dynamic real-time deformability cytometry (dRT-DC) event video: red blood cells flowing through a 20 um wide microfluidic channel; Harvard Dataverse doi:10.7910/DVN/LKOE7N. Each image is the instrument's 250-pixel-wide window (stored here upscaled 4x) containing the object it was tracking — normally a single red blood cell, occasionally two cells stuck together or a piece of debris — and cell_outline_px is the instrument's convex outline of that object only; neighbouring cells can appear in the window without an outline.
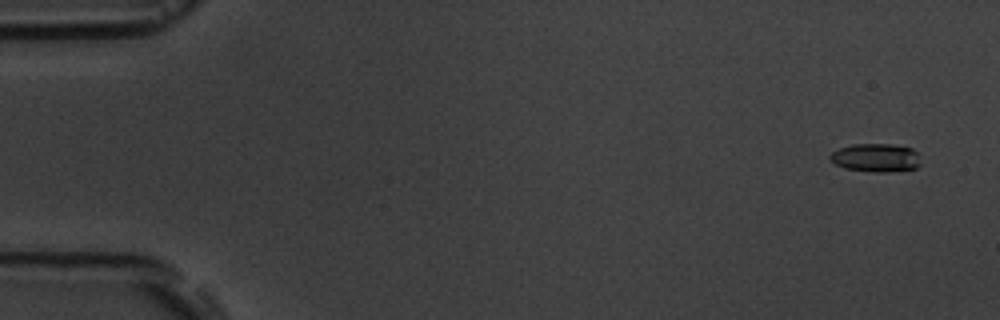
{"species": "common noctule bat (a hibernating species)", "species_latin": "Nyctalus noctula", "temperature_condition": "room temperature", "stored_images_in_passage": 10, "camera_frame_rate_fps": 3000, "um_per_image_px": 0.085, "animal": {"sex": "male", "body_mass_g": 19.5, "forearm_length_mm": 54.6}, "frame": {"image": 1, "passage_image": 1, "time_ms": 0.0, "image_size_px": [1000, 320], "cell_outline_px": [[920, 164], [916, 168], [888, 172], [872, 172], [844, 168], [836, 164], [828, 156], [832, 152], [840, 148], [852, 144], [892, 144], [912, 148], [916, 152]], "centroid_in_image_um": [74.44, 13.4], "position_along_channel_um": 10.6, "area_um2": 14.91}}
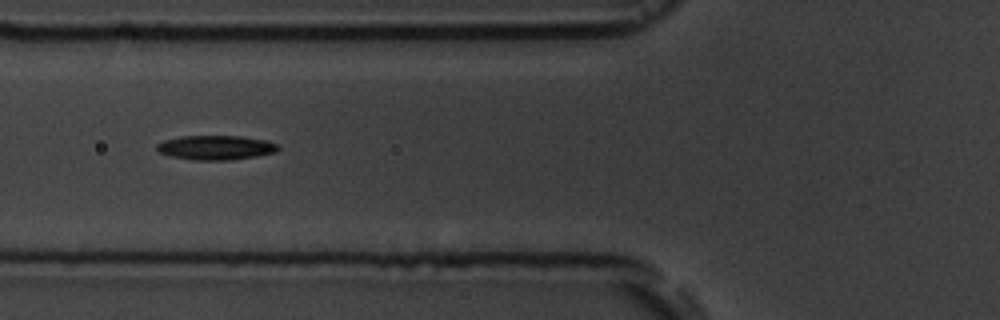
{"frame": {"image": 2, "passage_image": 6, "time_ms": 6.333, "image_size_px": [1000, 320], "cell_outline_px": [[280, 148], [276, 152], [256, 156], [228, 160], [192, 160], [172, 156], [160, 152], [156, 148], [156, 144], [164, 140], [180, 136], [240, 136], [268, 140], [276, 144]], "centroid_in_image_um": [18.35, 12.54], "position_along_channel_um": 107.5, "area_um2": 17.22}}
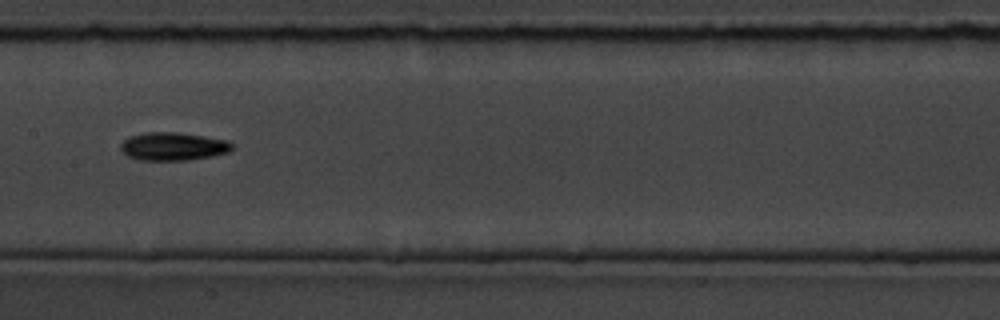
{"frame": {"image": 3, "passage_image": 8, "time_ms": 8.667, "image_size_px": [1000, 320], "cell_outline_px": [[232, 148], [228, 152], [212, 156], [188, 160], [140, 160], [128, 156], [120, 152], [120, 144], [128, 136], [144, 132], [176, 132], [204, 136], [228, 140], [232, 144]], "centroid_in_image_um": [14.67, 12.44], "position_along_channel_um": 192.7, "area_um2": 18.38}}